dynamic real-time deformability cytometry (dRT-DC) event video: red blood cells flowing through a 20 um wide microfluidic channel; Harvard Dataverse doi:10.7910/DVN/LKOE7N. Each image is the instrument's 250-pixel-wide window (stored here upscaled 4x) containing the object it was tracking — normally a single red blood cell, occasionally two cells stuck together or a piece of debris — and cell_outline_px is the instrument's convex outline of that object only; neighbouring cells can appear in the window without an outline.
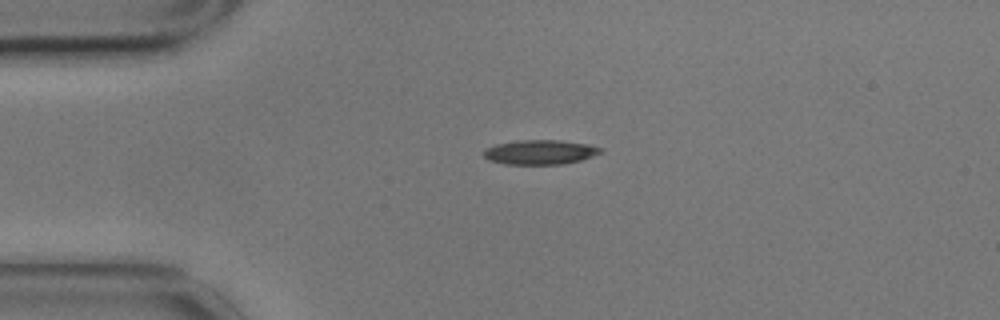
{"species": "common noctule bat (a hibernating species)", "species_latin": "Nyctalus noctula", "temperature_condition": "cold", "stored_images_in_passage": 45, "camera_frame_rate_fps": 3000, "um_per_image_px": 0.085, "animal": {"sex": "male", "body_mass_g": 17.9}, "frame": {"image": 1, "passage_image": 1, "time_ms": 0.0, "image_size_px": [1000, 320], "cell_outline_px": [[604, 152], [580, 160], [564, 164], [504, 164], [488, 160], [484, 156], [484, 148], [496, 144], [516, 140], [560, 140], [588, 144], [604, 148]], "centroid_in_image_um": [45.91, 12.93], "position_along_channel_um": 39.1, "area_um2": 16.88}}
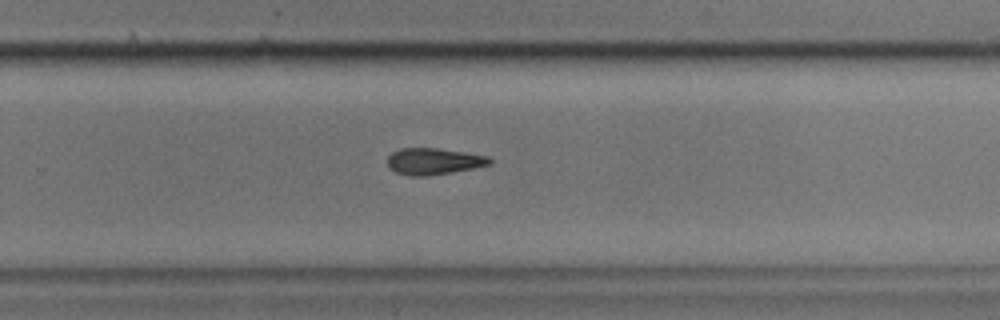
{"frame": {"image": 2, "passage_image": 25, "time_ms": 8.0, "image_size_px": [1000, 320], "cell_outline_px": [[496, 160], [492, 164], [452, 172], [428, 176], [412, 176], [396, 172], [388, 168], [388, 156], [392, 152], [400, 148], [436, 148], [464, 152], [488, 156]], "centroid_in_image_um": [36.88, 13.71], "position_along_channel_um": 292.9, "area_um2": 15.9}}
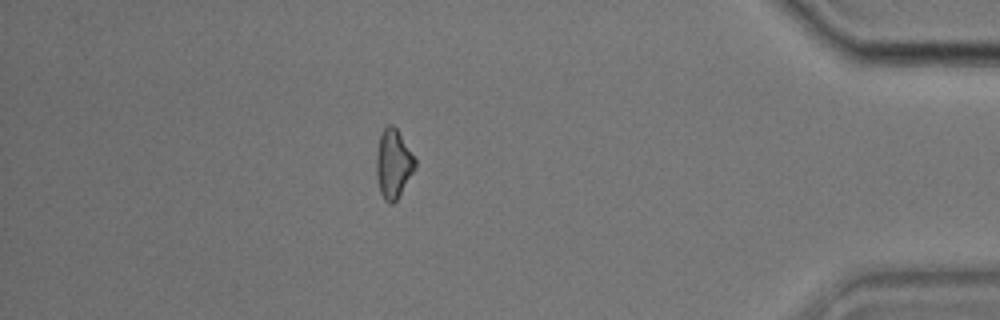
{"frame": {"image": 3, "passage_image": 38, "time_ms": 12.333, "image_size_px": [1000, 320], "cell_outline_px": [[416, 168], [396, 200], [392, 204], [388, 204], [384, 200], [380, 192], [376, 172], [376, 152], [380, 136], [384, 128], [388, 124], [392, 124], [396, 128], [416, 160]], "centroid_in_image_um": [33.42, 13.93], "position_along_channel_um": 401.8, "area_um2": 15.43}}